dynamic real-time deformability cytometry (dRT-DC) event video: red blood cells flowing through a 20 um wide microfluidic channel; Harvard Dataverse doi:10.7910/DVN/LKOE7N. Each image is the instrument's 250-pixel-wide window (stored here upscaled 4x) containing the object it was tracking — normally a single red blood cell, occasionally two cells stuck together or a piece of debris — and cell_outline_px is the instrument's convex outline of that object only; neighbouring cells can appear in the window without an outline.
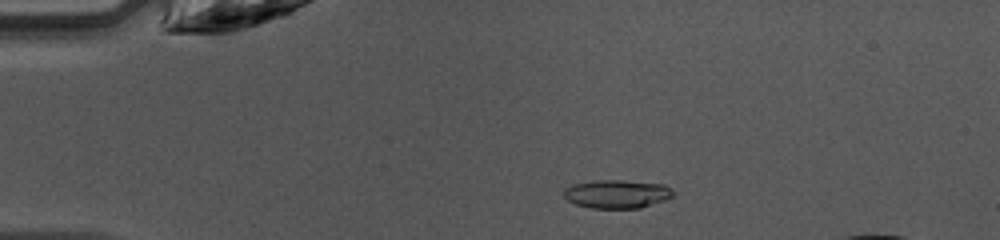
{"species": "common noctule bat (a hibernating species)", "species_latin": "Nyctalus noctula", "temperature_condition": "warm", "stored_images_in_passage": 42, "camera_frame_rate_fps": 3000, "um_per_image_px": 0.085, "animal": {"sex": "female", "body_mass_g": 10.0, "forearm_length_mm": 53.1}, "frame": {"image": 1, "passage_image": 7, "time_ms": 2.0, "image_size_px": [1000, 240], "cell_outline_px": [[672, 196], [664, 200], [640, 208], [592, 208], [576, 204], [568, 200], [564, 196], [564, 188], [572, 184], [596, 180], [624, 180], [664, 184], [672, 188]], "centroid_in_image_um": [52.43, 16.48], "position_along_channel_um": 32.6, "area_um2": 18.09}}
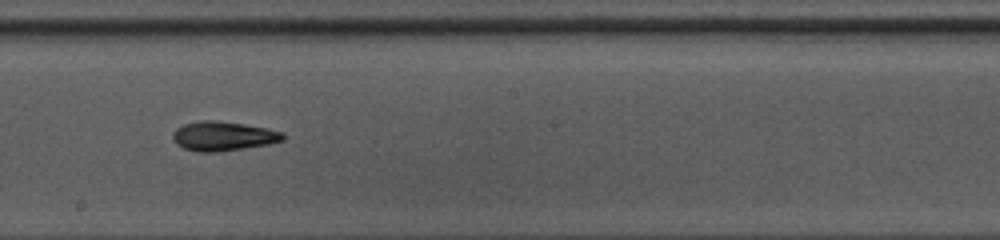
{"frame": {"image": 2, "passage_image": 24, "time_ms": 7.667, "image_size_px": [1000, 240], "cell_outline_px": [[284, 140], [268, 144], [244, 148], [216, 152], [200, 152], [184, 148], [176, 144], [172, 136], [176, 128], [184, 124], [200, 120], [216, 120], [244, 124], [268, 128], [284, 132]], "centroid_in_image_um": [18.98, 11.56], "position_along_channel_um": 229.2, "area_um2": 18.84}}
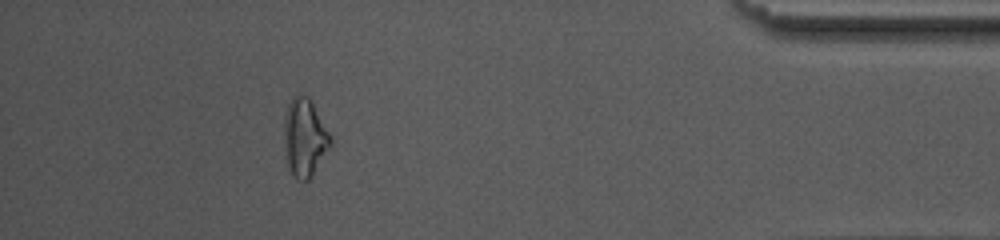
{"frame": {"image": 3, "passage_image": 40, "time_ms": 13.0, "image_size_px": [1000, 240], "cell_outline_px": [[332, 144], [312, 176], [308, 180], [296, 180], [288, 168], [284, 140], [284, 116], [288, 104], [292, 96], [300, 92], [308, 96], [312, 100], [332, 140]], "centroid_in_image_um": [25.88, 11.66], "position_along_channel_um": 409.3, "area_um2": 21.27}}